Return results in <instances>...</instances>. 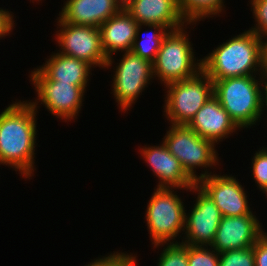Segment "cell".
<instances>
[{"instance_id": "277c9868", "label": "cell", "mask_w": 267, "mask_h": 266, "mask_svg": "<svg viewBox=\"0 0 267 266\" xmlns=\"http://www.w3.org/2000/svg\"><path fill=\"white\" fill-rule=\"evenodd\" d=\"M183 29L182 27L166 34L152 63L153 76L160 78L164 86L191 78L202 70V60L195 62L191 42L186 35L187 31Z\"/></svg>"}, {"instance_id": "e0dca14e", "label": "cell", "mask_w": 267, "mask_h": 266, "mask_svg": "<svg viewBox=\"0 0 267 266\" xmlns=\"http://www.w3.org/2000/svg\"><path fill=\"white\" fill-rule=\"evenodd\" d=\"M91 65L59 52L51 55L46 63L31 71V80H54L76 86H87Z\"/></svg>"}, {"instance_id": "f1b7e54d", "label": "cell", "mask_w": 267, "mask_h": 266, "mask_svg": "<svg viewBox=\"0 0 267 266\" xmlns=\"http://www.w3.org/2000/svg\"><path fill=\"white\" fill-rule=\"evenodd\" d=\"M14 21L13 16L9 11L0 8V38L10 34L13 29Z\"/></svg>"}, {"instance_id": "484cf974", "label": "cell", "mask_w": 267, "mask_h": 266, "mask_svg": "<svg viewBox=\"0 0 267 266\" xmlns=\"http://www.w3.org/2000/svg\"><path fill=\"white\" fill-rule=\"evenodd\" d=\"M136 256L132 254L128 255V253H111L107 257H103L100 259H94L93 262L86 266H135L136 264Z\"/></svg>"}, {"instance_id": "8fae6325", "label": "cell", "mask_w": 267, "mask_h": 266, "mask_svg": "<svg viewBox=\"0 0 267 266\" xmlns=\"http://www.w3.org/2000/svg\"><path fill=\"white\" fill-rule=\"evenodd\" d=\"M198 192L191 213L185 216L186 234L182 244L192 246H211L214 241L222 213L211 198L197 185L189 189Z\"/></svg>"}, {"instance_id": "f546056e", "label": "cell", "mask_w": 267, "mask_h": 266, "mask_svg": "<svg viewBox=\"0 0 267 266\" xmlns=\"http://www.w3.org/2000/svg\"><path fill=\"white\" fill-rule=\"evenodd\" d=\"M263 35V36H262ZM260 37V44H261V62H262V68H263V72H267V40H265L264 42L262 41V37L266 38L265 36H267V33L262 34Z\"/></svg>"}, {"instance_id": "5bb4252c", "label": "cell", "mask_w": 267, "mask_h": 266, "mask_svg": "<svg viewBox=\"0 0 267 266\" xmlns=\"http://www.w3.org/2000/svg\"><path fill=\"white\" fill-rule=\"evenodd\" d=\"M144 161L159 178L157 187L179 188L189 190L196 182L186 173L180 161L172 155L166 145L148 146L141 149Z\"/></svg>"}, {"instance_id": "9c48e42d", "label": "cell", "mask_w": 267, "mask_h": 266, "mask_svg": "<svg viewBox=\"0 0 267 266\" xmlns=\"http://www.w3.org/2000/svg\"><path fill=\"white\" fill-rule=\"evenodd\" d=\"M113 93L118 107L123 111L129 110L136 99L144 91L153 78L152 63L141 58L132 51L124 52L115 69Z\"/></svg>"}, {"instance_id": "d6986e66", "label": "cell", "mask_w": 267, "mask_h": 266, "mask_svg": "<svg viewBox=\"0 0 267 266\" xmlns=\"http://www.w3.org/2000/svg\"><path fill=\"white\" fill-rule=\"evenodd\" d=\"M121 10L116 0H67L59 18L70 24L100 27Z\"/></svg>"}, {"instance_id": "5b68a950", "label": "cell", "mask_w": 267, "mask_h": 266, "mask_svg": "<svg viewBox=\"0 0 267 266\" xmlns=\"http://www.w3.org/2000/svg\"><path fill=\"white\" fill-rule=\"evenodd\" d=\"M173 188L157 187L147 204L146 221L154 247L164 243H178L173 240L185 228L184 203ZM172 240L173 242H171Z\"/></svg>"}, {"instance_id": "4fadbf2b", "label": "cell", "mask_w": 267, "mask_h": 266, "mask_svg": "<svg viewBox=\"0 0 267 266\" xmlns=\"http://www.w3.org/2000/svg\"><path fill=\"white\" fill-rule=\"evenodd\" d=\"M254 215L223 216L211 248L218 253L253 246L264 231Z\"/></svg>"}, {"instance_id": "7c38bea8", "label": "cell", "mask_w": 267, "mask_h": 266, "mask_svg": "<svg viewBox=\"0 0 267 266\" xmlns=\"http://www.w3.org/2000/svg\"><path fill=\"white\" fill-rule=\"evenodd\" d=\"M39 102L57 118L69 121L75 118L82 106L85 88L54 80H32Z\"/></svg>"}, {"instance_id": "2e32d148", "label": "cell", "mask_w": 267, "mask_h": 266, "mask_svg": "<svg viewBox=\"0 0 267 266\" xmlns=\"http://www.w3.org/2000/svg\"><path fill=\"white\" fill-rule=\"evenodd\" d=\"M125 10L138 25L158 24L173 31L184 27L178 0H134Z\"/></svg>"}, {"instance_id": "44dd1931", "label": "cell", "mask_w": 267, "mask_h": 266, "mask_svg": "<svg viewBox=\"0 0 267 266\" xmlns=\"http://www.w3.org/2000/svg\"><path fill=\"white\" fill-rule=\"evenodd\" d=\"M223 3V0H178L181 15L187 25L221 13Z\"/></svg>"}, {"instance_id": "d4e9b609", "label": "cell", "mask_w": 267, "mask_h": 266, "mask_svg": "<svg viewBox=\"0 0 267 266\" xmlns=\"http://www.w3.org/2000/svg\"><path fill=\"white\" fill-rule=\"evenodd\" d=\"M252 159V175L258 188L262 190L267 186V148L256 152Z\"/></svg>"}, {"instance_id": "9a60e30c", "label": "cell", "mask_w": 267, "mask_h": 266, "mask_svg": "<svg viewBox=\"0 0 267 266\" xmlns=\"http://www.w3.org/2000/svg\"><path fill=\"white\" fill-rule=\"evenodd\" d=\"M187 126L214 144L221 141L220 139L227 138L238 128L214 95L197 111Z\"/></svg>"}, {"instance_id": "4dcf8cb0", "label": "cell", "mask_w": 267, "mask_h": 266, "mask_svg": "<svg viewBox=\"0 0 267 266\" xmlns=\"http://www.w3.org/2000/svg\"><path fill=\"white\" fill-rule=\"evenodd\" d=\"M262 78L265 79V80L263 79V81H265V82H263L261 84V85H263V84L265 85L264 88H262V91H263V103H266V104H263V105H265L267 107V72H263L262 73Z\"/></svg>"}, {"instance_id": "8992f818", "label": "cell", "mask_w": 267, "mask_h": 266, "mask_svg": "<svg viewBox=\"0 0 267 266\" xmlns=\"http://www.w3.org/2000/svg\"><path fill=\"white\" fill-rule=\"evenodd\" d=\"M165 116L172 125H187L213 96V81L201 70L195 76L165 85Z\"/></svg>"}, {"instance_id": "ac0fdd59", "label": "cell", "mask_w": 267, "mask_h": 266, "mask_svg": "<svg viewBox=\"0 0 267 266\" xmlns=\"http://www.w3.org/2000/svg\"><path fill=\"white\" fill-rule=\"evenodd\" d=\"M137 26L138 23L132 16L125 9H122L99 27L102 49L108 58L105 67L108 68L112 65L113 58L111 56L113 53L131 51L136 38Z\"/></svg>"}, {"instance_id": "7402d4cb", "label": "cell", "mask_w": 267, "mask_h": 266, "mask_svg": "<svg viewBox=\"0 0 267 266\" xmlns=\"http://www.w3.org/2000/svg\"><path fill=\"white\" fill-rule=\"evenodd\" d=\"M160 255L158 266H189L188 244L167 243Z\"/></svg>"}, {"instance_id": "52a82bcc", "label": "cell", "mask_w": 267, "mask_h": 266, "mask_svg": "<svg viewBox=\"0 0 267 266\" xmlns=\"http://www.w3.org/2000/svg\"><path fill=\"white\" fill-rule=\"evenodd\" d=\"M163 139L169 152L195 182L199 180V175L195 174L197 167L207 170V167L218 164L215 144L197 135L187 125H171Z\"/></svg>"}, {"instance_id": "7a4b0ae2", "label": "cell", "mask_w": 267, "mask_h": 266, "mask_svg": "<svg viewBox=\"0 0 267 266\" xmlns=\"http://www.w3.org/2000/svg\"><path fill=\"white\" fill-rule=\"evenodd\" d=\"M260 37L251 30L227 40L202 60V70L212 80L263 73ZM260 67V68H259Z\"/></svg>"}, {"instance_id": "1f68e13d", "label": "cell", "mask_w": 267, "mask_h": 266, "mask_svg": "<svg viewBox=\"0 0 267 266\" xmlns=\"http://www.w3.org/2000/svg\"><path fill=\"white\" fill-rule=\"evenodd\" d=\"M121 9L128 7L134 0H116Z\"/></svg>"}, {"instance_id": "603a6c76", "label": "cell", "mask_w": 267, "mask_h": 266, "mask_svg": "<svg viewBox=\"0 0 267 266\" xmlns=\"http://www.w3.org/2000/svg\"><path fill=\"white\" fill-rule=\"evenodd\" d=\"M219 266H255L254 245L219 253Z\"/></svg>"}, {"instance_id": "d6a6232c", "label": "cell", "mask_w": 267, "mask_h": 266, "mask_svg": "<svg viewBox=\"0 0 267 266\" xmlns=\"http://www.w3.org/2000/svg\"><path fill=\"white\" fill-rule=\"evenodd\" d=\"M262 191H263V193H265V194H266V196H267V186H266V187H264V188L262 189Z\"/></svg>"}, {"instance_id": "4316f807", "label": "cell", "mask_w": 267, "mask_h": 266, "mask_svg": "<svg viewBox=\"0 0 267 266\" xmlns=\"http://www.w3.org/2000/svg\"><path fill=\"white\" fill-rule=\"evenodd\" d=\"M251 5L257 24L249 30L261 36L267 33V0H251Z\"/></svg>"}, {"instance_id": "83f0119b", "label": "cell", "mask_w": 267, "mask_h": 266, "mask_svg": "<svg viewBox=\"0 0 267 266\" xmlns=\"http://www.w3.org/2000/svg\"><path fill=\"white\" fill-rule=\"evenodd\" d=\"M255 266H267V233L254 244Z\"/></svg>"}, {"instance_id": "ba28073f", "label": "cell", "mask_w": 267, "mask_h": 266, "mask_svg": "<svg viewBox=\"0 0 267 266\" xmlns=\"http://www.w3.org/2000/svg\"><path fill=\"white\" fill-rule=\"evenodd\" d=\"M57 25L62 27L55 37L61 47L59 53L105 68L108 58L102 49L99 27L70 24L59 17Z\"/></svg>"}, {"instance_id": "3957f363", "label": "cell", "mask_w": 267, "mask_h": 266, "mask_svg": "<svg viewBox=\"0 0 267 266\" xmlns=\"http://www.w3.org/2000/svg\"><path fill=\"white\" fill-rule=\"evenodd\" d=\"M255 77L251 75L212 80L213 95L239 129L257 123L264 111L263 92L260 90L262 75L261 81H257Z\"/></svg>"}, {"instance_id": "30bf717a", "label": "cell", "mask_w": 267, "mask_h": 266, "mask_svg": "<svg viewBox=\"0 0 267 266\" xmlns=\"http://www.w3.org/2000/svg\"><path fill=\"white\" fill-rule=\"evenodd\" d=\"M219 208L222 216L253 215L248 205L245 189L234 176L200 173L196 182Z\"/></svg>"}, {"instance_id": "6da1fadb", "label": "cell", "mask_w": 267, "mask_h": 266, "mask_svg": "<svg viewBox=\"0 0 267 266\" xmlns=\"http://www.w3.org/2000/svg\"><path fill=\"white\" fill-rule=\"evenodd\" d=\"M37 103L15 102L0 114V164L14 168L26 178L34 172Z\"/></svg>"}, {"instance_id": "ffe728a7", "label": "cell", "mask_w": 267, "mask_h": 266, "mask_svg": "<svg viewBox=\"0 0 267 266\" xmlns=\"http://www.w3.org/2000/svg\"><path fill=\"white\" fill-rule=\"evenodd\" d=\"M141 26L138 25L136 29V38L133 42V46L131 48V51L140 56L143 59H146L153 63L156 59L157 52L160 49L161 43L163 38L166 36V34L169 32L164 26L158 25V24H145L143 26H148L150 29H154L155 31L148 32L144 35L145 37H142L141 40L137 41L139 38V33L141 32ZM140 31V32H139ZM158 31V32H156Z\"/></svg>"}, {"instance_id": "cb8c5ba5", "label": "cell", "mask_w": 267, "mask_h": 266, "mask_svg": "<svg viewBox=\"0 0 267 266\" xmlns=\"http://www.w3.org/2000/svg\"><path fill=\"white\" fill-rule=\"evenodd\" d=\"M210 249L208 246L206 248L205 246L188 245V265L219 266V253L215 249Z\"/></svg>"}]
</instances>
